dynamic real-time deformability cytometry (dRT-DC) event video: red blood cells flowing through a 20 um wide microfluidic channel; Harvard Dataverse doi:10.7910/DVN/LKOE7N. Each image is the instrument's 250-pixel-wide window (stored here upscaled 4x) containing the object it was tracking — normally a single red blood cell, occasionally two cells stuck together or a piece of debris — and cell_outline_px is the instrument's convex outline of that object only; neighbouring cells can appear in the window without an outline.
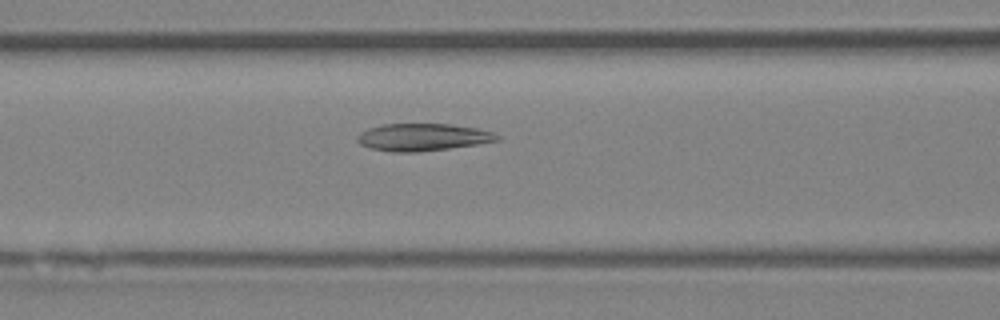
{"species": "Egyptian fruit bat (a non-hibernating species)", "species_latin": "Rousettus aegyptiacus", "temperature_condition": "room temperature", "stored_images_in_passage": 41, "camera_frame_rate_fps": 3000, "um_per_image_px": 0.085, "animal": {"sex": "female"}, "frame": {"image": 1, "passage_image": 10, "time_ms": 3.0, "image_size_px": [1000, 320], "cell_outline_px": [[500, 140], [476, 144], [448, 148], [416, 152], [392, 152], [372, 148], [360, 144], [356, 140], [356, 136], [360, 132], [368, 128], [384, 124], [452, 124], [476, 128], [492, 132], [500, 136]], "centroid_in_image_um": [35.91, 11.65], "position_along_channel_um": 130.7, "area_um2": 22.14}}
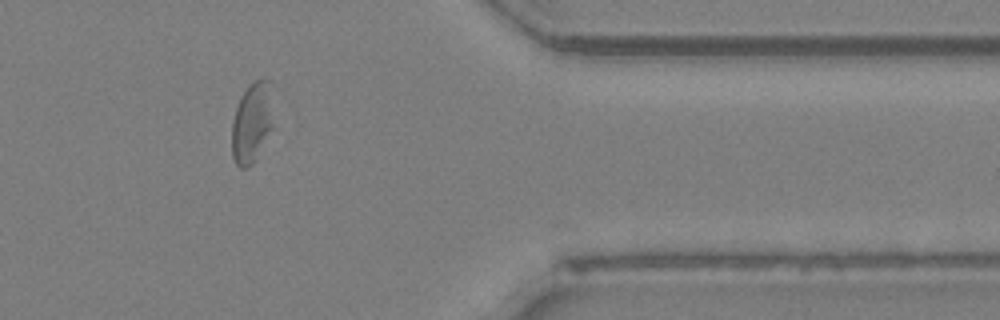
{"frame": {"image": 2, "passage_image": 31, "time_ms": 10.0, "image_size_px": [1000, 320], "cell_outline_px": [[272, 128], [256, 160], [248, 168], [240, 168], [236, 164], [232, 156], [232, 120], [236, 108], [244, 92], [256, 80], [264, 76], [272, 80]], "centroid_in_image_um": [21.44, 10.41], "position_along_channel_um": 390.0, "area_um2": 19.71}}
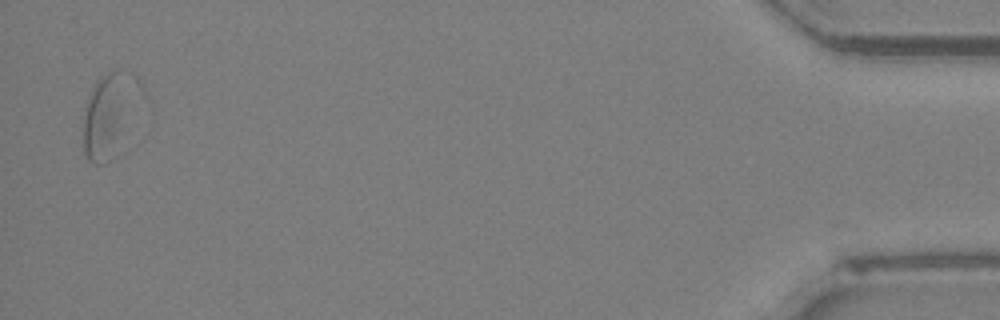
{"frame": {"image": 3, "passage_image": 39, "time_ms": 12.667, "image_size_px": [1000, 320], "cell_outline_px": [[144, 92], [108, 160], [104, 164], [92, 164], [88, 160], [84, 152], [84, 108], [96, 80], [108, 72], [116, 68], [132, 72], [140, 80]], "centroid_in_image_um": [9.3, 9.58], "position_along_channel_um": 425.9, "area_um2": 27.11}, "authors_computed_cell_mechanics": {"area_um2": 22.6576, "velocity_mm_per_s": 3.9829, "shape_relaxation_time_tau1_ms": null, "shape_relaxation_time_tau2_ms": 1.8553, "deformation_change_tau1": null, "deformation_change_tau2": 0.0964}}